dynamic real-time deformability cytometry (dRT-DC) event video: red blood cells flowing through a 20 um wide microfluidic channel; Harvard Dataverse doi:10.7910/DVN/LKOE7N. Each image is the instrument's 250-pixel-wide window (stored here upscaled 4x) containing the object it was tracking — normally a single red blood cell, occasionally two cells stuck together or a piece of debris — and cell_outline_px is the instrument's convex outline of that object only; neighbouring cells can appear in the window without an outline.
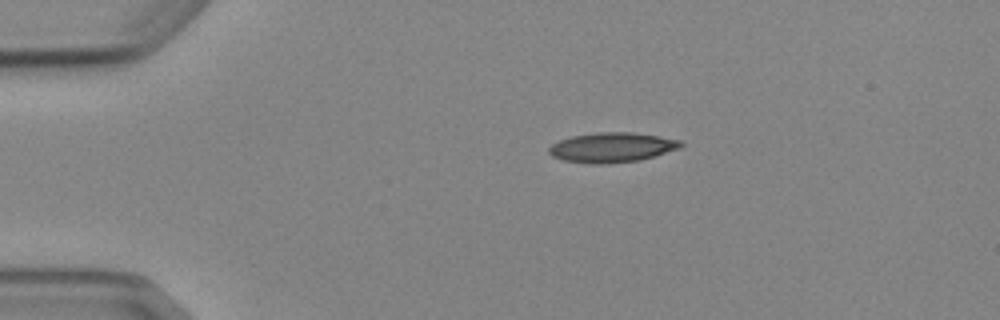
{"species": "Egyptian fruit bat (a non-hibernating species)", "species_latin": "Rousettus aegyptiacus", "temperature_condition": "cold", "stored_images_in_passage": 2, "camera_frame_rate_fps": 3000, "um_per_image_px": 0.085, "animal": {"sex": "female"}, "frame": {"image": 1, "passage_image": 1, "time_ms": 0.0, "image_size_px": [1000, 320], "cell_outline_px": [[684, 144], [680, 148], [640, 160], [608, 164], [596, 164], [564, 160], [552, 156], [548, 152], [548, 148], [552, 144], [560, 140], [572, 136], [596, 132], [632, 132], [660, 136], [680, 140]], "centroid_in_image_um": [52.02, 12.52], "position_along_channel_um": 33.0, "area_um2": 22.89}}